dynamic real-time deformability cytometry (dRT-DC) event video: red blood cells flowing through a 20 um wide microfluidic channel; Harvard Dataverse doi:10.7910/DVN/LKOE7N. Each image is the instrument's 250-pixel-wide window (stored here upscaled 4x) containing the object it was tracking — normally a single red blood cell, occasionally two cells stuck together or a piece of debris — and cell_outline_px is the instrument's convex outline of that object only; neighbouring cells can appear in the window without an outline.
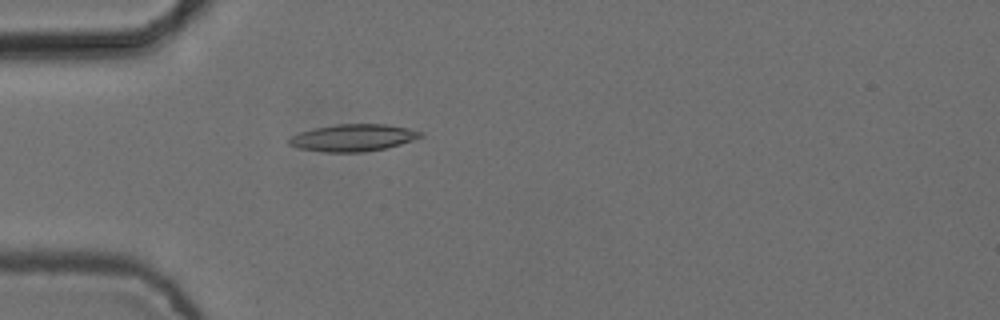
{"species": "common noctule bat (a hibernating species)", "species_latin": "Nyctalus noctula", "temperature_condition": "cold", "stored_images_in_passage": 5, "camera_frame_rate_fps": 3000, "um_per_image_px": 0.085, "animal": {"sex": "female", "body_mass_g": 24.6, "forearm_length_mm": 56.2}, "frame": {"image": 1, "passage_image": 5, "time_ms": 1.333, "image_size_px": [1000, 320], "cell_outline_px": [[424, 136], [400, 144], [384, 148], [364, 152], [324, 152], [296, 148], [288, 144], [288, 140], [292, 136], [300, 132], [316, 128], [336, 124], [388, 124], [408, 128], [424, 132]], "centroid_in_image_um": [30.02, 11.71], "position_along_channel_um": 55.0, "area_um2": 20.75}}